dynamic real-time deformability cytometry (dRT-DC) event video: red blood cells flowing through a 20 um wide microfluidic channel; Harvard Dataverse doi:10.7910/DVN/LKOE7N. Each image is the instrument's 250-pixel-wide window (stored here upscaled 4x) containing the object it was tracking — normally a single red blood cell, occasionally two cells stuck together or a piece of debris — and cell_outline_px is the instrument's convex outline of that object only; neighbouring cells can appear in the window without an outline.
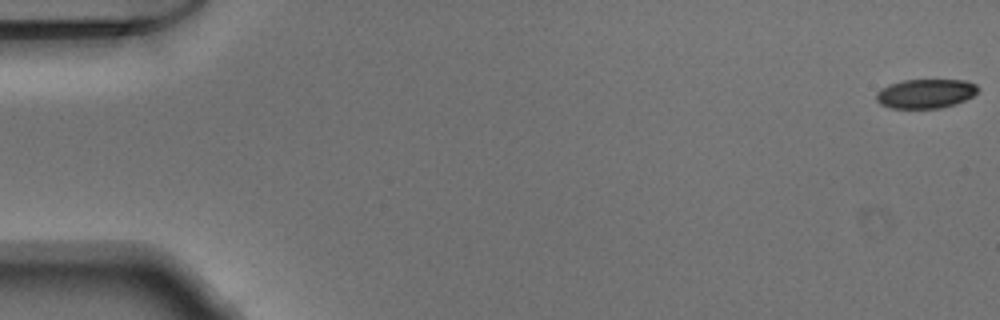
{"species": "Egyptian fruit bat (a non-hibernating species)", "species_latin": "Rousettus aegyptiacus", "temperature_condition": "warm", "stored_images_in_passage": 52, "camera_frame_rate_fps": 3000, "um_per_image_px": 0.085, "animal": {"sex": "male"}, "frame": {"image": 1, "passage_image": 1, "time_ms": 0.0, "image_size_px": [1000, 320], "cell_outline_px": [[980, 88], [972, 96], [956, 104], [940, 108], [888, 108], [880, 104], [876, 100], [876, 92], [880, 88], [888, 84], [904, 80], [964, 80], [976, 84]], "centroid_in_image_um": [78.64, 7.95], "position_along_channel_um": 6.4, "area_um2": 17.46}}
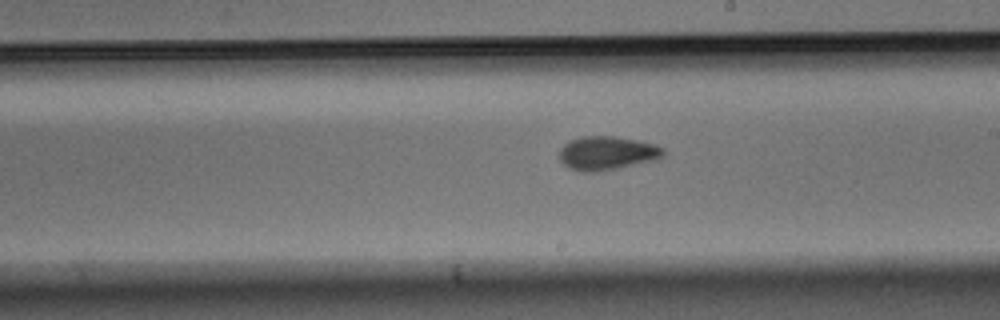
{"frame": {"image": 2, "passage_image": 30, "time_ms": 9.667, "image_size_px": [1000, 320], "cell_outline_px": [[664, 156], [656, 160], [620, 168], [596, 172], [580, 172], [568, 168], [560, 160], [560, 148], [564, 144], [572, 140], [584, 136], [612, 136], [636, 140], [656, 144], [664, 148]], "centroid_in_image_um": [51.62, 13.03], "position_along_channel_um": 237.4, "area_um2": 20.58}}
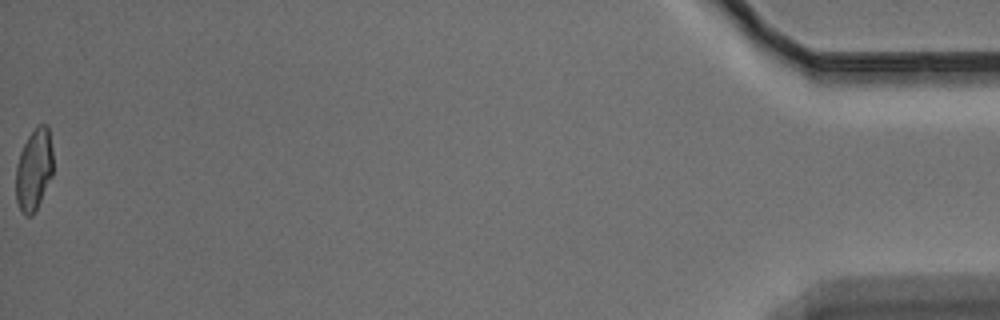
{"frame": {"image": 3, "passage_image": 52, "time_ms": 17.0, "image_size_px": [1000, 320], "cell_outline_px": [[52, 176], [32, 216], [24, 216], [20, 212], [16, 200], [16, 164], [20, 152], [28, 136], [40, 124], [48, 124], [52, 148]], "centroid_in_image_um": [2.87, 14.43], "position_along_channel_um": 432.3, "area_um2": 17.69}}